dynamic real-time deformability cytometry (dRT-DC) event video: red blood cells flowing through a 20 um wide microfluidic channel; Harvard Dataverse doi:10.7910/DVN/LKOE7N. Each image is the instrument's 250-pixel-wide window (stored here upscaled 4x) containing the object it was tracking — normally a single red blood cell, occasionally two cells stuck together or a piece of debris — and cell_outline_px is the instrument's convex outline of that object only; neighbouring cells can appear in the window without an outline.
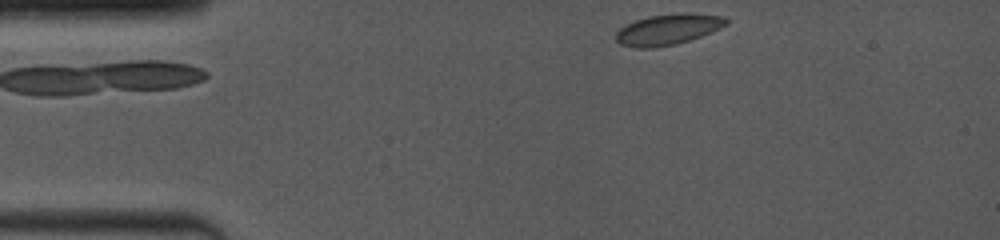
{"species": "common noctule bat (a hibernating species)", "species_latin": "Nyctalus noctula", "temperature_condition": "room temperature", "stored_images_in_passage": 30, "camera_frame_rate_fps": 4000, "um_per_image_px": 0.085, "animal": {"sex": "female", "body_mass_g": 19.0, "forearm_length_mm": 53.3}, "frame": {"image": 1, "passage_image": 1, "time_ms": 0.0, "image_size_px": [1000, 240], "cell_outline_px": [[728, 24], [720, 28], [700, 36], [676, 44], [648, 48], [636, 48], [620, 44], [616, 40], [616, 32], [624, 24], [648, 16], [680, 12], [724, 16], [728, 20]], "centroid_in_image_um": [56.76, 2.49], "position_along_channel_um": 28.2, "area_um2": 19.77}}
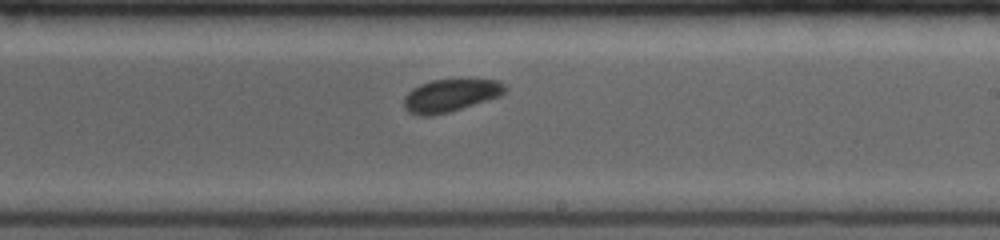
{"frame": {"image": 2, "passage_image": 18, "time_ms": 7.0, "image_size_px": [1000, 240], "cell_outline_px": [[508, 88], [500, 96], [448, 112], [432, 116], [420, 116], [408, 112], [404, 108], [404, 96], [412, 88], [420, 84], [432, 80], [496, 80], [504, 84]], "centroid_in_image_um": [38.25, 8.12], "position_along_channel_um": 250.8, "area_um2": 19.07}}
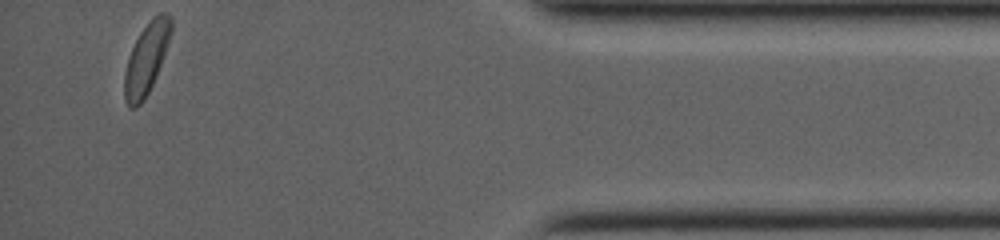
{"frame": {"image": 3, "passage_image": 30, "time_ms": 12.25, "image_size_px": [1000, 240], "cell_outline_px": [[172, 32], [156, 76], [144, 100], [136, 108], [128, 108], [124, 100], [124, 72], [128, 56], [140, 32], [148, 20], [152, 16], [160, 12], [168, 12], [172, 16]], "centroid_in_image_um": [12.44, 4.96], "position_along_channel_um": 422.8, "area_um2": 19.54}, "authors_computed_cell_mechanics": {"area_um2": 19.5364, "velocity_mm_per_s": 4.0328, "shape_relaxation_time_tau1_ms": 5.8111, "shape_relaxation_time_tau2_ms": null, "deformation_change_tau1": 0.0936, "deformation_change_tau2": null}}